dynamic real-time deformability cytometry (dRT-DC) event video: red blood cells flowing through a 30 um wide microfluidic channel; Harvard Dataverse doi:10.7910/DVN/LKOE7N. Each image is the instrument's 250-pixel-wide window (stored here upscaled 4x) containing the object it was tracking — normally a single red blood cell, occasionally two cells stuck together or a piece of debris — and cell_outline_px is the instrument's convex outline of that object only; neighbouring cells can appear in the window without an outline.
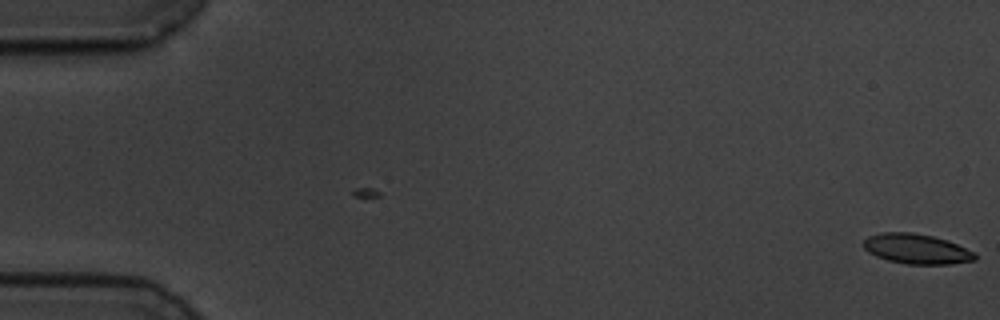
{"species": "common noctule bat (a hibernating species)", "species_latin": "Nyctalus noctula", "temperature_condition": "cold", "stored_images_in_passage": 12, "camera_frame_rate_fps": 3000, "um_per_image_px": 0.085, "animal": {"sex": "male", "body_mass_g": 19.5, "forearm_length_mm": 54.6}, "frame": {"image": 1, "passage_image": 12, "time_ms": 3.667, "image_size_px": [1000, 320], "cell_outline_px": [[976, 260], [948, 264], [908, 264], [888, 260], [876, 256], [868, 252], [864, 248], [864, 240], [868, 236], [884, 232], [912, 232], [932, 236], [948, 240], [976, 252]], "centroid_in_image_um": [77.93, 21.15], "position_along_channel_um": 7.1, "area_um2": 19.48}}